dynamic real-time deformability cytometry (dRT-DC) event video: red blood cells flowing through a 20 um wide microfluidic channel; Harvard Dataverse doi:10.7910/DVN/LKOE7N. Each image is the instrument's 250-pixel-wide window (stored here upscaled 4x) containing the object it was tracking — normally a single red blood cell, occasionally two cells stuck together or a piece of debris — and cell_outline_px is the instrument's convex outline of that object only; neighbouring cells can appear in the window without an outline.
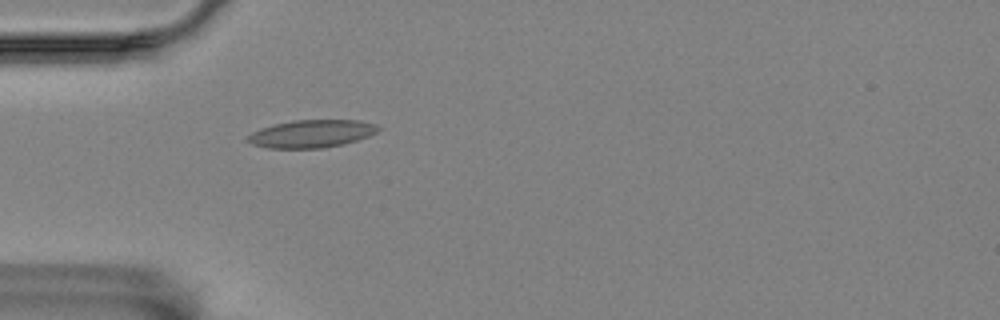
{"species": "Egyptian fruit bat (a non-hibernating species)", "species_latin": "Rousettus aegyptiacus", "temperature_condition": "room temperature", "stored_images_in_passage": 42, "camera_frame_rate_fps": 3000, "um_per_image_px": 0.085, "animal": {"sex": "female"}, "frame": {"image": 1, "passage_image": 2, "time_ms": 0.333, "image_size_px": [1000, 320], "cell_outline_px": [[380, 128], [376, 132], [368, 136], [344, 144], [324, 148], [268, 148], [252, 144], [244, 140], [252, 132], [260, 128], [292, 120], [360, 120], [376, 124]], "centroid_in_image_um": [26.46, 11.37], "position_along_channel_um": 58.5, "area_um2": 21.1}}
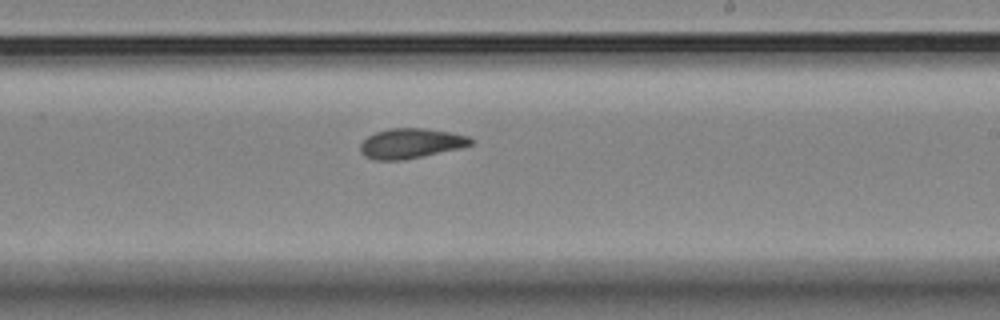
{"frame": {"image": 2, "passage_image": 19, "time_ms": 6.0, "image_size_px": [1000, 320], "cell_outline_px": [[476, 140], [472, 144], [460, 148], [404, 160], [376, 160], [364, 156], [360, 152], [360, 144], [368, 136], [376, 132], [388, 128], [424, 128], [448, 132], [468, 136]], "centroid_in_image_um": [34.91, 12.19], "position_along_channel_um": 254.1, "area_um2": 19.31}}
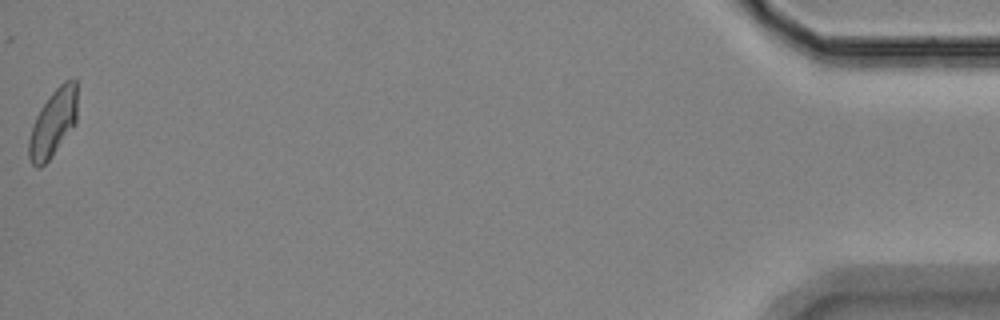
{"frame": {"image": 3, "passage_image": 42, "time_ms": 13.667, "image_size_px": [1000, 320], "cell_outline_px": [[76, 124], [48, 160], [40, 168], [36, 168], [32, 164], [28, 156], [28, 140], [36, 116], [40, 108], [52, 92], [64, 80], [72, 76], [76, 80]], "centroid_in_image_um": [4.51, 10.44], "position_along_channel_um": 430.7, "area_um2": 18.96}, "authors_computed_cell_mechanics": {"area_um2": 19.1896, "velocity_mm_per_s": 3.5076, "shape_relaxation_time_tau1_ms": null, "shape_relaxation_time_tau2_ms": 1.8979, "deformation_change_tau1": null, "deformation_change_tau2": 0.0779}}